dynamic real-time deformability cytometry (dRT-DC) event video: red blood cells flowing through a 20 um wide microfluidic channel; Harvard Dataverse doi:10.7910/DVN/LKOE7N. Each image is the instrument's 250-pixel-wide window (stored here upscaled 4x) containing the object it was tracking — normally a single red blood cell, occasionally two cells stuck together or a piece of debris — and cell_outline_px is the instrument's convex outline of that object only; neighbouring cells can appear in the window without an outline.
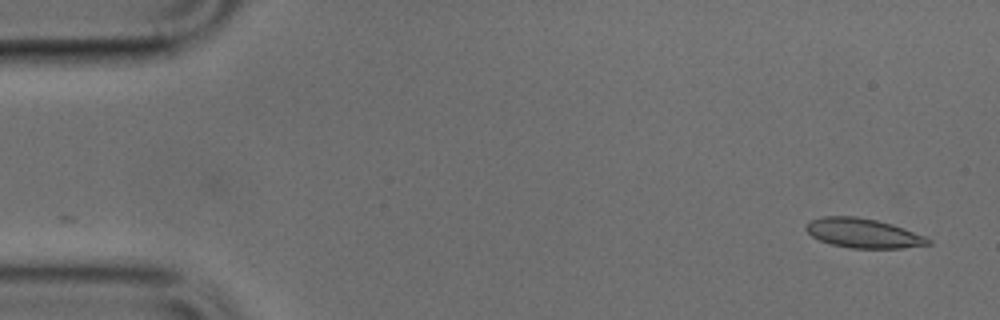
{"species": "common noctule bat (a hibernating species)", "species_latin": "Nyctalus noctula", "temperature_condition": "cold", "stored_images_in_passage": 42, "camera_frame_rate_fps": 3000, "um_per_image_px": 0.085, "animal": {"sex": "male", "body_mass_g": 17.9, "forearm_length_mm": 54.2}, "frame": {"image": 1, "passage_image": 1, "time_ms": 0.0, "image_size_px": [1000, 320], "cell_outline_px": [[932, 244], [904, 248], [848, 248], [832, 244], [820, 240], [812, 236], [804, 228], [804, 224], [812, 220], [824, 216], [856, 216], [876, 220], [892, 224], [904, 228], [924, 236], [932, 240]], "centroid_in_image_um": [73.37, 19.82], "position_along_channel_um": 11.6, "area_um2": 20.98}}
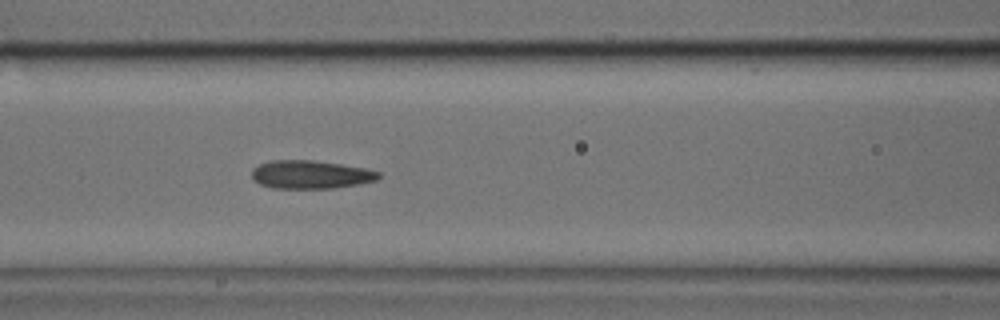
{"frame": {"image": 2, "passage_image": 19, "time_ms": 6.0, "image_size_px": [1000, 320], "cell_outline_px": [[380, 176], [376, 180], [356, 184], [332, 188], [272, 188], [260, 184], [252, 180], [252, 168], [268, 160], [312, 160], [368, 168], [380, 172]], "centroid_in_image_um": [26.37, 14.83], "position_along_channel_um": 140.2, "area_um2": 20.92}}
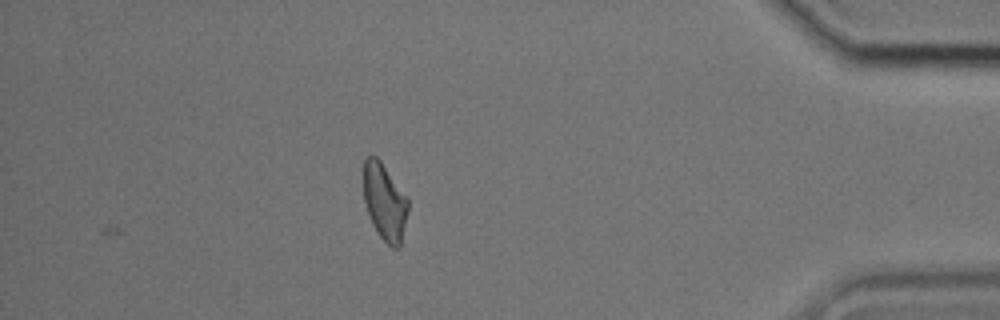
{"frame": {"image": 3, "passage_image": 42, "time_ms": 13.667, "image_size_px": [1000, 320], "cell_outline_px": [[408, 212], [400, 248], [392, 248], [380, 236], [372, 224], [364, 200], [364, 160], [368, 156], [376, 156], [380, 160], [408, 196]], "centroid_in_image_um": [32.72, 17.16], "position_along_channel_um": 402.5, "area_um2": 20.0}}